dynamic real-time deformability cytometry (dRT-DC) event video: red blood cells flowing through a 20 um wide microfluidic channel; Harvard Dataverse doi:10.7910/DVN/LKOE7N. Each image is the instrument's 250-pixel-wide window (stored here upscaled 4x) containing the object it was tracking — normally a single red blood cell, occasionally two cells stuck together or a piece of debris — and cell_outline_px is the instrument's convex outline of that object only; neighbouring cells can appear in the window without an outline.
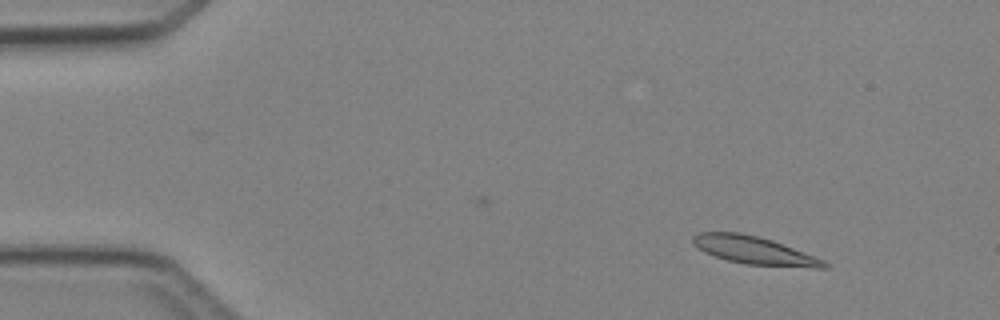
{"species": "Egyptian fruit bat (a non-hibernating species)", "species_latin": "Rousettus aegyptiacus", "temperature_condition": "cold", "stored_images_in_passage": 3, "camera_frame_rate_fps": 3000, "um_per_image_px": 0.085, "animal": {"sex": "female"}, "frame": {"image": 1, "passage_image": 1, "time_ms": 0.0, "image_size_px": [1000, 320], "cell_outline_px": [[828, 268], [812, 268], [744, 264], [728, 260], [704, 252], [692, 244], [692, 236], [700, 232], [740, 232], [772, 240], [824, 260], [828, 264]], "centroid_in_image_um": [64.09, 21.28], "position_along_channel_um": 20.9, "area_um2": 21.21}}